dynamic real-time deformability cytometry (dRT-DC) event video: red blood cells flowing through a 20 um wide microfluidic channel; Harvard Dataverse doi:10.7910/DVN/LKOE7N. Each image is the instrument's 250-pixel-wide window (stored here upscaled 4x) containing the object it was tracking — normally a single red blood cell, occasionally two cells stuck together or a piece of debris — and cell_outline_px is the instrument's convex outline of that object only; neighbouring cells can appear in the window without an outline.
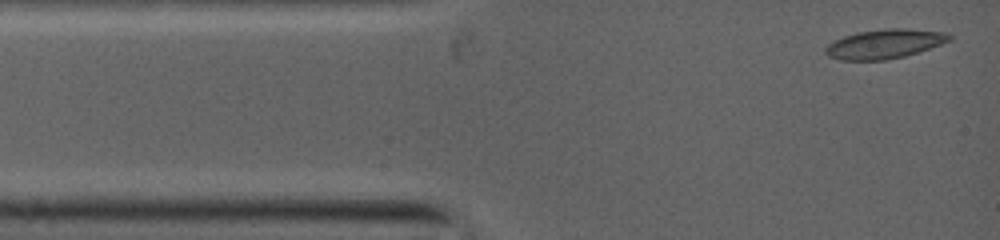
{"species": "common noctule bat (a hibernating species)", "species_latin": "Nyctalus noctula", "temperature_condition": "warm", "stored_images_in_passage": 42, "camera_frame_rate_fps": 5000, "um_per_image_px": 0.085, "animal": {"sex": "female", "body_mass_g": 19.0, "forearm_length_mm": 53.3}, "frame": {"image": 1, "passage_image": 1, "time_ms": 0.0, "image_size_px": [1000, 240], "cell_outline_px": [[952, 36], [948, 40], [940, 44], [904, 56], [884, 60], [840, 60], [828, 56], [824, 52], [824, 48], [828, 44], [844, 36], [860, 32], [892, 28], [904, 28], [944, 32]], "centroid_in_image_um": [75.13, 3.74], "position_along_channel_um": 9.9, "area_um2": 20.69}}
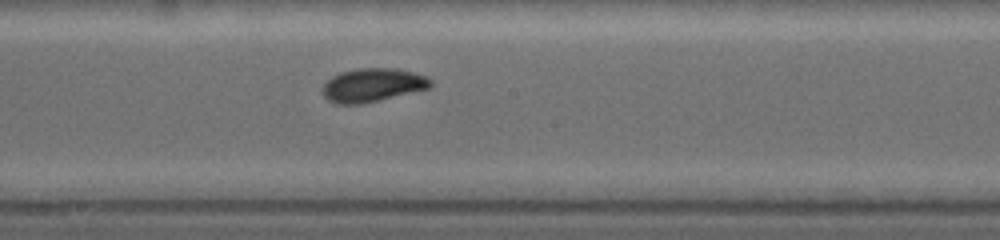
{"frame": {"image": 2, "passage_image": 25, "time_ms": 5.8, "image_size_px": [1000, 240], "cell_outline_px": [[432, 84], [428, 88], [376, 100], [356, 104], [340, 104], [328, 100], [324, 96], [324, 84], [332, 76], [344, 72], [360, 68], [388, 68], [412, 72], [424, 76], [432, 80]], "centroid_in_image_um": [31.65, 7.22], "position_along_channel_um": 216.5, "area_um2": 20.29}}
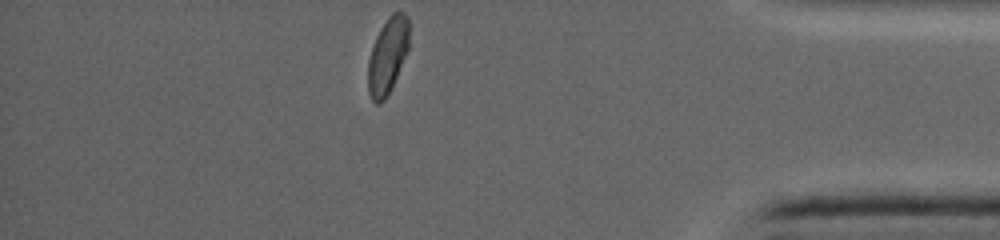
{"frame": {"image": 3, "passage_image": 42, "time_ms": 10.8, "image_size_px": [1000, 240], "cell_outline_px": [[408, 48], [396, 76], [384, 100], [380, 104], [376, 104], [372, 100], [368, 92], [368, 60], [376, 36], [380, 28], [388, 16], [392, 12], [404, 12], [408, 16]], "centroid_in_image_um": [32.93, 4.7], "position_along_channel_um": 402.3, "area_um2": 17.86}}